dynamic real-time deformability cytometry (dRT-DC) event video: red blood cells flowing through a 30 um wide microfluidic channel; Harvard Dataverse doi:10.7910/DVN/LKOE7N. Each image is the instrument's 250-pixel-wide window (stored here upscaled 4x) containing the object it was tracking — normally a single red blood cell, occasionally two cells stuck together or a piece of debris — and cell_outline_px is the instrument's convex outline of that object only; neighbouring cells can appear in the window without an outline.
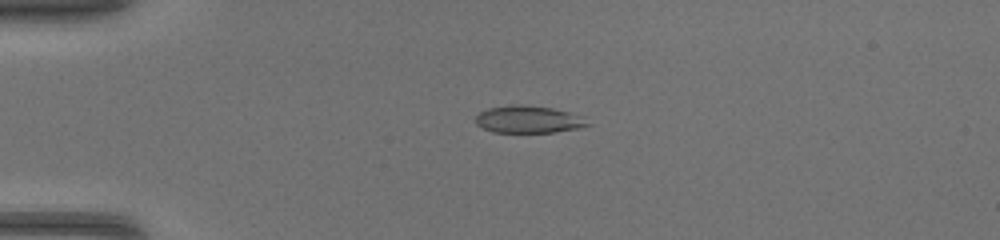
{"species": "common noctule bat (a hibernating species)", "species_latin": "Nyctalus noctula", "temperature_condition": "warm", "stored_images_in_passage": 35, "camera_frame_rate_fps": 3000, "um_per_image_px": 0.085, "animal": {"sex": "female", "body_mass_g": 17.0, "forearm_length_mm": 48.0}, "frame": {"image": 1, "passage_image": 1, "time_ms": 0.0, "image_size_px": [1000, 240], "cell_outline_px": [[592, 124], [580, 128], [556, 132], [492, 132], [476, 124], [476, 116], [480, 112], [488, 108], [512, 104], [520, 104], [552, 108], [584, 116]], "centroid_in_image_um": [44.96, 10.15], "position_along_channel_um": 40.0, "area_um2": 17.92}}
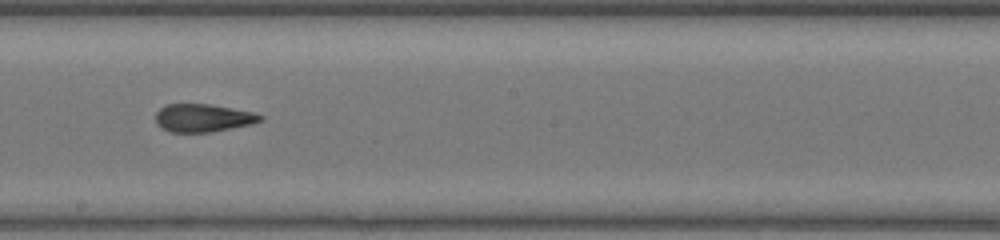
{"frame": {"image": 2, "passage_image": 16, "time_ms": 5.0, "image_size_px": [1000, 240], "cell_outline_px": [[264, 120], [252, 124], [212, 132], [168, 132], [160, 128], [156, 124], [156, 112], [164, 104], [212, 104], [252, 112], [264, 116]], "centroid_in_image_um": [17.24, 10.03], "position_along_channel_um": 231.0, "area_um2": 17.28}}
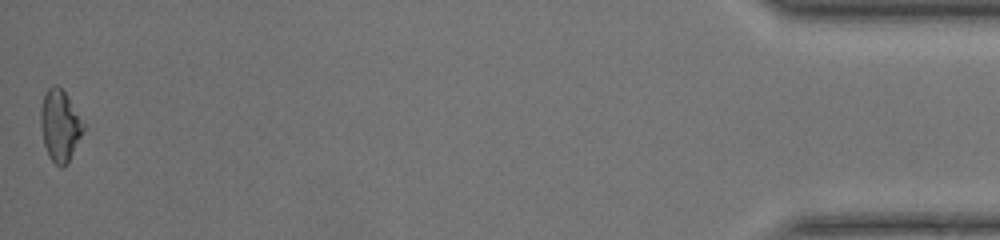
{"frame": {"image": 3, "passage_image": 35, "time_ms": 11.333, "image_size_px": [1000, 240], "cell_outline_px": [[84, 128], [64, 168], [60, 168], [48, 156], [44, 144], [40, 124], [40, 108], [44, 92], [52, 84], [56, 84], [64, 92], [84, 120]], "centroid_in_image_um": [5.07, 10.63], "position_along_channel_um": 430.1, "area_um2": 17.69}}